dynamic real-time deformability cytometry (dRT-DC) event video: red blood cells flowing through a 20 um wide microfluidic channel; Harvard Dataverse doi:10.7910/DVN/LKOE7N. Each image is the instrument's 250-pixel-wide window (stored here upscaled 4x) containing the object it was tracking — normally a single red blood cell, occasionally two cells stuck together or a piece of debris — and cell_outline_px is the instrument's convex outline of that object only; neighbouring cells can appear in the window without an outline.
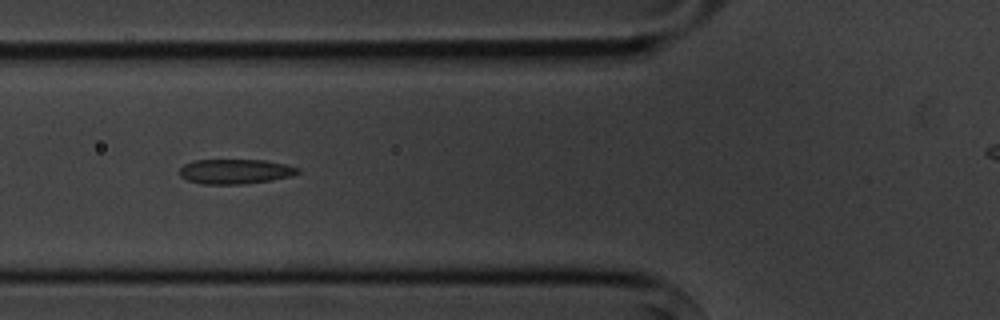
{"species": "common noctule bat (a hibernating species)", "species_latin": "Nyctalus noctula", "temperature_condition": "cold", "stored_images_in_passage": 10, "segment_of_instrument_passage": [1, 2], "camera_frame_rate_fps": 3000, "um_per_image_px": 0.085, "animal": {"sex": "male", "body_mass_g": 20.1, "forearm_length_mm": 53.5}, "frame": {"image": 1, "passage_image": 5, "time_ms": 4.667, "image_size_px": [1000, 320], "cell_outline_px": [[300, 172], [292, 176], [244, 184], [204, 184], [188, 180], [180, 176], [180, 168], [184, 164], [196, 160], [264, 160], [284, 164], [300, 168]], "centroid_in_image_um": [20.0, 14.57], "position_along_channel_um": 105.8, "area_um2": 16.94}}
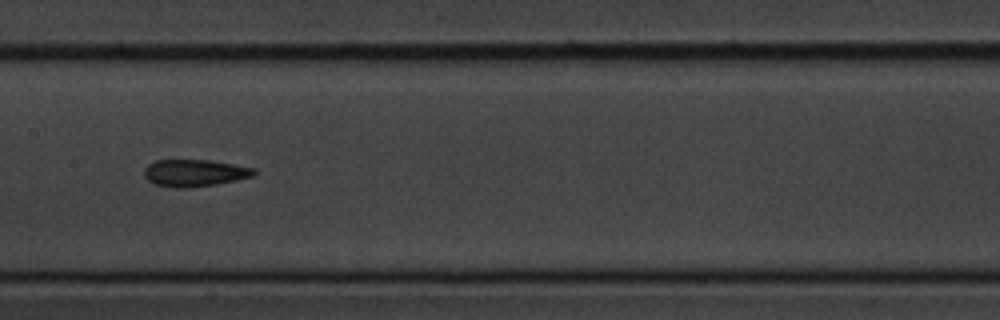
{"frame": {"image": 2, "passage_image": 7, "time_ms": 7.0, "image_size_px": [1000, 320], "cell_outline_px": [[256, 172], [252, 176], [236, 180], [216, 184], [184, 188], [180, 188], [156, 184], [148, 180], [144, 176], [144, 168], [148, 164], [156, 160], [208, 160], [256, 168]], "centroid_in_image_um": [16.53, 14.69], "position_along_channel_um": 190.9, "area_um2": 17.11}}
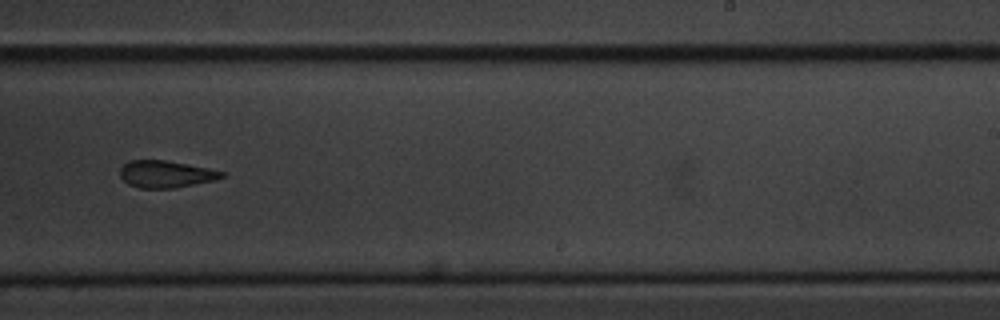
{"frame": {"image": 3, "passage_image": 9, "time_ms": 9.333, "image_size_px": [1000, 320], "cell_outline_px": [[224, 176], [212, 180], [176, 188], [140, 188], [128, 184], [120, 176], [120, 168], [128, 160], [164, 160], [208, 168], [224, 172]], "centroid_in_image_um": [14.05, 14.8], "position_along_channel_um": 275.0, "area_um2": 15.84}}